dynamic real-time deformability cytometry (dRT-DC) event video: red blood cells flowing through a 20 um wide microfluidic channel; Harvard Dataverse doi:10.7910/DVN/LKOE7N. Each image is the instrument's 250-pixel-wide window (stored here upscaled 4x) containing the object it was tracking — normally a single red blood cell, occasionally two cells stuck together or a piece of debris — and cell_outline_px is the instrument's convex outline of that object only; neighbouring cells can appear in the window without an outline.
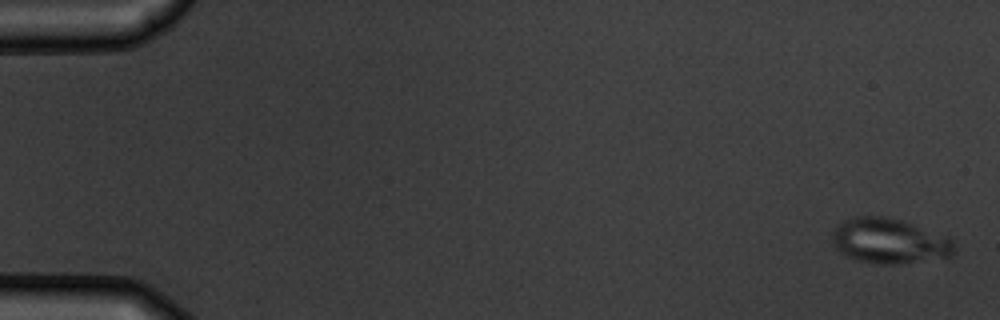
{"species": "common noctule bat (a hibernating species)", "species_latin": "Nyctalus noctula", "temperature_condition": "warm", "stored_images_in_passage": 5, "camera_frame_rate_fps": 3000, "um_per_image_px": 0.085, "animal": {"sex": "male", "body_mass_g": 19.5, "forearm_length_mm": 54.6}, "frame": {"image": 1, "passage_image": 1, "time_ms": 0.0, "image_size_px": [1000, 320], "cell_outline_px": [[956, 252], [952, 256], [892, 264], [880, 264], [856, 260], [840, 252], [832, 244], [832, 232], [836, 224], [852, 216], [888, 216], [948, 236], [952, 240], [956, 248]], "centroid_in_image_um": [75.56, 20.46], "position_along_channel_um": 9.4, "area_um2": 32.19}}